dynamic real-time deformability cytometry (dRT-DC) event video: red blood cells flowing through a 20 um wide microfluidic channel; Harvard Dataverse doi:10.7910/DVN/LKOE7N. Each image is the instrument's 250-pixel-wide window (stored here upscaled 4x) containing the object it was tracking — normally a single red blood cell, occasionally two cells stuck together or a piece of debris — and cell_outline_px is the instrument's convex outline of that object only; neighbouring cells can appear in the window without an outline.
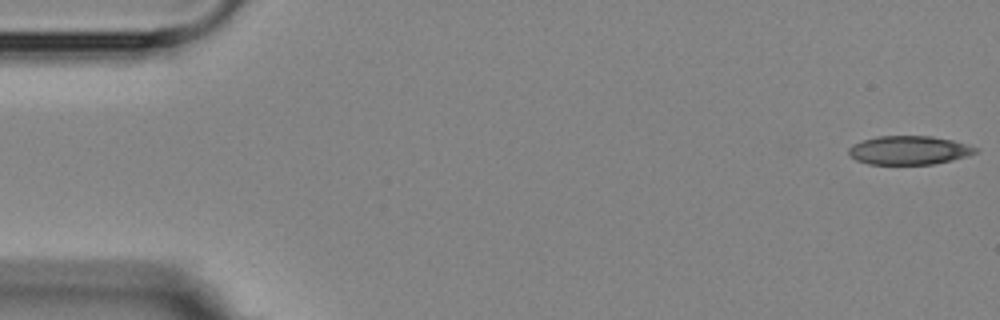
{"species": "Egyptian fruit bat (a non-hibernating species)", "species_latin": "Rousettus aegyptiacus", "temperature_condition": "room temperature", "stored_images_in_passage": 5, "camera_frame_rate_fps": 3000, "um_per_image_px": 0.085, "animal": {"sex": "female"}, "frame": {"image": 1, "passage_image": 1, "time_ms": 0.0, "image_size_px": [1000, 320], "cell_outline_px": [[980, 148], [976, 152], [968, 156], [952, 160], [932, 164], [868, 164], [856, 160], [848, 152], [848, 148], [864, 140], [876, 136], [932, 136], [952, 140]], "centroid_in_image_um": [77.3, 12.77], "position_along_channel_um": 7.7, "area_um2": 21.1}}